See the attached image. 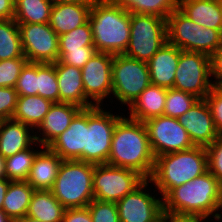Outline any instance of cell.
I'll return each instance as SVG.
<instances>
[{"mask_svg":"<svg viewBox=\"0 0 222 222\" xmlns=\"http://www.w3.org/2000/svg\"><path fill=\"white\" fill-rule=\"evenodd\" d=\"M162 202L163 214L167 217L208 220L212 217L220 221L222 184L207 171L190 182L170 189L162 197ZM218 211H221L220 214Z\"/></svg>","mask_w":222,"mask_h":222,"instance_id":"6da1fadb","label":"cell"},{"mask_svg":"<svg viewBox=\"0 0 222 222\" xmlns=\"http://www.w3.org/2000/svg\"><path fill=\"white\" fill-rule=\"evenodd\" d=\"M107 164L133 169L146 179L151 177L155 157L143 122L132 120L128 116L126 118L125 115L117 122Z\"/></svg>","mask_w":222,"mask_h":222,"instance_id":"7a4b0ae2","label":"cell"},{"mask_svg":"<svg viewBox=\"0 0 222 222\" xmlns=\"http://www.w3.org/2000/svg\"><path fill=\"white\" fill-rule=\"evenodd\" d=\"M89 22L97 52L124 54L130 39V13L115 0H95Z\"/></svg>","mask_w":222,"mask_h":222,"instance_id":"3957f363","label":"cell"},{"mask_svg":"<svg viewBox=\"0 0 222 222\" xmlns=\"http://www.w3.org/2000/svg\"><path fill=\"white\" fill-rule=\"evenodd\" d=\"M207 171L206 147L194 146L155 157L154 169L149 180L163 197L170 189L190 182Z\"/></svg>","mask_w":222,"mask_h":222,"instance_id":"277c9868","label":"cell"},{"mask_svg":"<svg viewBox=\"0 0 222 222\" xmlns=\"http://www.w3.org/2000/svg\"><path fill=\"white\" fill-rule=\"evenodd\" d=\"M94 167L84 161L62 160L50 191L66 209L87 207L92 202Z\"/></svg>","mask_w":222,"mask_h":222,"instance_id":"5b68a950","label":"cell"},{"mask_svg":"<svg viewBox=\"0 0 222 222\" xmlns=\"http://www.w3.org/2000/svg\"><path fill=\"white\" fill-rule=\"evenodd\" d=\"M167 42L180 50L199 52L209 57L222 46V33L194 23L178 8L166 19Z\"/></svg>","mask_w":222,"mask_h":222,"instance_id":"8992f818","label":"cell"},{"mask_svg":"<svg viewBox=\"0 0 222 222\" xmlns=\"http://www.w3.org/2000/svg\"><path fill=\"white\" fill-rule=\"evenodd\" d=\"M130 39L125 55L148 62L167 43L166 19L130 13Z\"/></svg>","mask_w":222,"mask_h":222,"instance_id":"52a82bcc","label":"cell"},{"mask_svg":"<svg viewBox=\"0 0 222 222\" xmlns=\"http://www.w3.org/2000/svg\"><path fill=\"white\" fill-rule=\"evenodd\" d=\"M101 106L86 108V138L83 161L95 165L108 162L111 140L117 122L124 115H115Z\"/></svg>","mask_w":222,"mask_h":222,"instance_id":"ba28073f","label":"cell"},{"mask_svg":"<svg viewBox=\"0 0 222 222\" xmlns=\"http://www.w3.org/2000/svg\"><path fill=\"white\" fill-rule=\"evenodd\" d=\"M151 84L147 62L115 54L112 62V94L124 106H130Z\"/></svg>","mask_w":222,"mask_h":222,"instance_id":"9c48e42d","label":"cell"},{"mask_svg":"<svg viewBox=\"0 0 222 222\" xmlns=\"http://www.w3.org/2000/svg\"><path fill=\"white\" fill-rule=\"evenodd\" d=\"M146 178L139 172L112 166L107 163L95 165L93 174L94 199L117 202L140 186Z\"/></svg>","mask_w":222,"mask_h":222,"instance_id":"30bf717a","label":"cell"},{"mask_svg":"<svg viewBox=\"0 0 222 222\" xmlns=\"http://www.w3.org/2000/svg\"><path fill=\"white\" fill-rule=\"evenodd\" d=\"M210 57L206 54L181 50L175 74L174 89L205 99L213 88Z\"/></svg>","mask_w":222,"mask_h":222,"instance_id":"8fae6325","label":"cell"},{"mask_svg":"<svg viewBox=\"0 0 222 222\" xmlns=\"http://www.w3.org/2000/svg\"><path fill=\"white\" fill-rule=\"evenodd\" d=\"M143 123L147 129L154 157L187 150L195 146L177 118L160 115Z\"/></svg>","mask_w":222,"mask_h":222,"instance_id":"7c38bea8","label":"cell"},{"mask_svg":"<svg viewBox=\"0 0 222 222\" xmlns=\"http://www.w3.org/2000/svg\"><path fill=\"white\" fill-rule=\"evenodd\" d=\"M23 55L28 62L54 63L59 57V36L48 23L18 24Z\"/></svg>","mask_w":222,"mask_h":222,"instance_id":"4fadbf2b","label":"cell"},{"mask_svg":"<svg viewBox=\"0 0 222 222\" xmlns=\"http://www.w3.org/2000/svg\"><path fill=\"white\" fill-rule=\"evenodd\" d=\"M149 182L146 179L134 191L116 202L120 222H156L163 215L162 197L146 190Z\"/></svg>","mask_w":222,"mask_h":222,"instance_id":"5bb4252c","label":"cell"},{"mask_svg":"<svg viewBox=\"0 0 222 222\" xmlns=\"http://www.w3.org/2000/svg\"><path fill=\"white\" fill-rule=\"evenodd\" d=\"M113 57L111 53L96 52L81 69L85 97L94 106H102L104 98L112 95Z\"/></svg>","mask_w":222,"mask_h":222,"instance_id":"9a60e30c","label":"cell"},{"mask_svg":"<svg viewBox=\"0 0 222 222\" xmlns=\"http://www.w3.org/2000/svg\"><path fill=\"white\" fill-rule=\"evenodd\" d=\"M178 121L195 146L207 147L219 136L205 99H199L189 111L178 118Z\"/></svg>","mask_w":222,"mask_h":222,"instance_id":"2e32d148","label":"cell"},{"mask_svg":"<svg viewBox=\"0 0 222 222\" xmlns=\"http://www.w3.org/2000/svg\"><path fill=\"white\" fill-rule=\"evenodd\" d=\"M86 138V108L72 119L69 127L48 148L62 160L83 161Z\"/></svg>","mask_w":222,"mask_h":222,"instance_id":"e0dca14e","label":"cell"},{"mask_svg":"<svg viewBox=\"0 0 222 222\" xmlns=\"http://www.w3.org/2000/svg\"><path fill=\"white\" fill-rule=\"evenodd\" d=\"M82 108L72 103H53L43 121L35 130V140L43 147H48L70 125L72 119ZM40 133V134H38ZM39 135V136H38ZM42 137V138H41Z\"/></svg>","mask_w":222,"mask_h":222,"instance_id":"ac0fdd59","label":"cell"},{"mask_svg":"<svg viewBox=\"0 0 222 222\" xmlns=\"http://www.w3.org/2000/svg\"><path fill=\"white\" fill-rule=\"evenodd\" d=\"M53 64L59 86V103H72L81 108L94 106L91 101L85 97L81 69L58 61Z\"/></svg>","mask_w":222,"mask_h":222,"instance_id":"d6986e66","label":"cell"},{"mask_svg":"<svg viewBox=\"0 0 222 222\" xmlns=\"http://www.w3.org/2000/svg\"><path fill=\"white\" fill-rule=\"evenodd\" d=\"M181 50L166 43L147 62L151 84L171 89L174 87L175 74Z\"/></svg>","mask_w":222,"mask_h":222,"instance_id":"ffe728a7","label":"cell"},{"mask_svg":"<svg viewBox=\"0 0 222 222\" xmlns=\"http://www.w3.org/2000/svg\"><path fill=\"white\" fill-rule=\"evenodd\" d=\"M34 134L35 131L22 122L0 120V155L7 158L32 147L36 142Z\"/></svg>","mask_w":222,"mask_h":222,"instance_id":"44dd1931","label":"cell"},{"mask_svg":"<svg viewBox=\"0 0 222 222\" xmlns=\"http://www.w3.org/2000/svg\"><path fill=\"white\" fill-rule=\"evenodd\" d=\"M92 4H53L48 24L58 36L70 32L89 21Z\"/></svg>","mask_w":222,"mask_h":222,"instance_id":"7402d4cb","label":"cell"},{"mask_svg":"<svg viewBox=\"0 0 222 222\" xmlns=\"http://www.w3.org/2000/svg\"><path fill=\"white\" fill-rule=\"evenodd\" d=\"M61 163L57 154L43 147L35 156L26 181L35 190H51Z\"/></svg>","mask_w":222,"mask_h":222,"instance_id":"603a6c76","label":"cell"},{"mask_svg":"<svg viewBox=\"0 0 222 222\" xmlns=\"http://www.w3.org/2000/svg\"><path fill=\"white\" fill-rule=\"evenodd\" d=\"M178 9L194 23L222 33L221 0H179Z\"/></svg>","mask_w":222,"mask_h":222,"instance_id":"cb8c5ba5","label":"cell"},{"mask_svg":"<svg viewBox=\"0 0 222 222\" xmlns=\"http://www.w3.org/2000/svg\"><path fill=\"white\" fill-rule=\"evenodd\" d=\"M167 89L150 84L129 106V118L145 122L163 115Z\"/></svg>","mask_w":222,"mask_h":222,"instance_id":"d4e9b609","label":"cell"},{"mask_svg":"<svg viewBox=\"0 0 222 222\" xmlns=\"http://www.w3.org/2000/svg\"><path fill=\"white\" fill-rule=\"evenodd\" d=\"M65 209L50 190H35L26 216L40 222H61Z\"/></svg>","mask_w":222,"mask_h":222,"instance_id":"484cf974","label":"cell"},{"mask_svg":"<svg viewBox=\"0 0 222 222\" xmlns=\"http://www.w3.org/2000/svg\"><path fill=\"white\" fill-rule=\"evenodd\" d=\"M34 191L27 181H10L2 210L13 222L26 216Z\"/></svg>","mask_w":222,"mask_h":222,"instance_id":"4316f807","label":"cell"},{"mask_svg":"<svg viewBox=\"0 0 222 222\" xmlns=\"http://www.w3.org/2000/svg\"><path fill=\"white\" fill-rule=\"evenodd\" d=\"M53 102L39 95L18 96L13 120L28 125L33 130L37 129L49 112Z\"/></svg>","mask_w":222,"mask_h":222,"instance_id":"83f0119b","label":"cell"},{"mask_svg":"<svg viewBox=\"0 0 222 222\" xmlns=\"http://www.w3.org/2000/svg\"><path fill=\"white\" fill-rule=\"evenodd\" d=\"M52 7L51 0H15L14 20L17 24L48 23Z\"/></svg>","mask_w":222,"mask_h":222,"instance_id":"f1b7e54d","label":"cell"},{"mask_svg":"<svg viewBox=\"0 0 222 222\" xmlns=\"http://www.w3.org/2000/svg\"><path fill=\"white\" fill-rule=\"evenodd\" d=\"M23 56L17 22L14 19H0V60Z\"/></svg>","mask_w":222,"mask_h":222,"instance_id":"f546056e","label":"cell"},{"mask_svg":"<svg viewBox=\"0 0 222 222\" xmlns=\"http://www.w3.org/2000/svg\"><path fill=\"white\" fill-rule=\"evenodd\" d=\"M129 13L152 14L167 19L178 8L179 0H115Z\"/></svg>","mask_w":222,"mask_h":222,"instance_id":"4dcf8cb0","label":"cell"},{"mask_svg":"<svg viewBox=\"0 0 222 222\" xmlns=\"http://www.w3.org/2000/svg\"><path fill=\"white\" fill-rule=\"evenodd\" d=\"M42 149L40 144L36 141L32 148H27L15 155L5 158V174L6 178L11 181H26L32 167L33 160L37 153L38 146ZM37 146V147H36ZM33 147H36L37 150ZM34 150V151H33Z\"/></svg>","mask_w":222,"mask_h":222,"instance_id":"1f68e13d","label":"cell"},{"mask_svg":"<svg viewBox=\"0 0 222 222\" xmlns=\"http://www.w3.org/2000/svg\"><path fill=\"white\" fill-rule=\"evenodd\" d=\"M84 46H94L90 22L59 36V52L84 50Z\"/></svg>","mask_w":222,"mask_h":222,"instance_id":"d6a6232c","label":"cell"},{"mask_svg":"<svg viewBox=\"0 0 222 222\" xmlns=\"http://www.w3.org/2000/svg\"><path fill=\"white\" fill-rule=\"evenodd\" d=\"M38 95L59 103V86L53 63H38Z\"/></svg>","mask_w":222,"mask_h":222,"instance_id":"836d02e7","label":"cell"},{"mask_svg":"<svg viewBox=\"0 0 222 222\" xmlns=\"http://www.w3.org/2000/svg\"><path fill=\"white\" fill-rule=\"evenodd\" d=\"M198 100L199 98L190 93L174 88L167 89L163 115L178 119L181 115L189 111Z\"/></svg>","mask_w":222,"mask_h":222,"instance_id":"e575fe53","label":"cell"},{"mask_svg":"<svg viewBox=\"0 0 222 222\" xmlns=\"http://www.w3.org/2000/svg\"><path fill=\"white\" fill-rule=\"evenodd\" d=\"M18 96L38 95V63L27 62L14 87Z\"/></svg>","mask_w":222,"mask_h":222,"instance_id":"d590c367","label":"cell"},{"mask_svg":"<svg viewBox=\"0 0 222 222\" xmlns=\"http://www.w3.org/2000/svg\"><path fill=\"white\" fill-rule=\"evenodd\" d=\"M28 62L25 56L21 58L0 60V87H15L22 68Z\"/></svg>","mask_w":222,"mask_h":222,"instance_id":"8d00e7d4","label":"cell"},{"mask_svg":"<svg viewBox=\"0 0 222 222\" xmlns=\"http://www.w3.org/2000/svg\"><path fill=\"white\" fill-rule=\"evenodd\" d=\"M87 207L93 222H120L116 202L93 199Z\"/></svg>","mask_w":222,"mask_h":222,"instance_id":"74e56055","label":"cell"},{"mask_svg":"<svg viewBox=\"0 0 222 222\" xmlns=\"http://www.w3.org/2000/svg\"><path fill=\"white\" fill-rule=\"evenodd\" d=\"M208 171L222 184V135L206 147Z\"/></svg>","mask_w":222,"mask_h":222,"instance_id":"f35d334b","label":"cell"},{"mask_svg":"<svg viewBox=\"0 0 222 222\" xmlns=\"http://www.w3.org/2000/svg\"><path fill=\"white\" fill-rule=\"evenodd\" d=\"M97 52L94 46H84V50H69V52H59L58 62L72 65L82 69V67Z\"/></svg>","mask_w":222,"mask_h":222,"instance_id":"ab89813d","label":"cell"},{"mask_svg":"<svg viewBox=\"0 0 222 222\" xmlns=\"http://www.w3.org/2000/svg\"><path fill=\"white\" fill-rule=\"evenodd\" d=\"M18 93L13 87H0V120L12 119L17 105Z\"/></svg>","mask_w":222,"mask_h":222,"instance_id":"60d3db41","label":"cell"},{"mask_svg":"<svg viewBox=\"0 0 222 222\" xmlns=\"http://www.w3.org/2000/svg\"><path fill=\"white\" fill-rule=\"evenodd\" d=\"M205 100L210 107L215 128L222 135V87L213 86Z\"/></svg>","mask_w":222,"mask_h":222,"instance_id":"b9f144b4","label":"cell"},{"mask_svg":"<svg viewBox=\"0 0 222 222\" xmlns=\"http://www.w3.org/2000/svg\"><path fill=\"white\" fill-rule=\"evenodd\" d=\"M210 68L213 86L222 87V46L210 56Z\"/></svg>","mask_w":222,"mask_h":222,"instance_id":"7bdbcfd3","label":"cell"},{"mask_svg":"<svg viewBox=\"0 0 222 222\" xmlns=\"http://www.w3.org/2000/svg\"><path fill=\"white\" fill-rule=\"evenodd\" d=\"M61 222H93L88 207L67 208Z\"/></svg>","mask_w":222,"mask_h":222,"instance_id":"ee69618b","label":"cell"},{"mask_svg":"<svg viewBox=\"0 0 222 222\" xmlns=\"http://www.w3.org/2000/svg\"><path fill=\"white\" fill-rule=\"evenodd\" d=\"M15 0H0V19H14Z\"/></svg>","mask_w":222,"mask_h":222,"instance_id":"f6af8a7d","label":"cell"},{"mask_svg":"<svg viewBox=\"0 0 222 222\" xmlns=\"http://www.w3.org/2000/svg\"><path fill=\"white\" fill-rule=\"evenodd\" d=\"M10 181L11 180L8 179H0V210H2L3 200L5 198Z\"/></svg>","mask_w":222,"mask_h":222,"instance_id":"bcb514c9","label":"cell"},{"mask_svg":"<svg viewBox=\"0 0 222 222\" xmlns=\"http://www.w3.org/2000/svg\"><path fill=\"white\" fill-rule=\"evenodd\" d=\"M207 221L206 219L202 218H176V217H167L166 222H204Z\"/></svg>","mask_w":222,"mask_h":222,"instance_id":"7dc6e473","label":"cell"},{"mask_svg":"<svg viewBox=\"0 0 222 222\" xmlns=\"http://www.w3.org/2000/svg\"><path fill=\"white\" fill-rule=\"evenodd\" d=\"M53 4H60V3H73V4H80V3H93L95 0H51Z\"/></svg>","mask_w":222,"mask_h":222,"instance_id":"c3c4849f","label":"cell"},{"mask_svg":"<svg viewBox=\"0 0 222 222\" xmlns=\"http://www.w3.org/2000/svg\"><path fill=\"white\" fill-rule=\"evenodd\" d=\"M5 158L0 155V179H7L5 174Z\"/></svg>","mask_w":222,"mask_h":222,"instance_id":"681fc988","label":"cell"},{"mask_svg":"<svg viewBox=\"0 0 222 222\" xmlns=\"http://www.w3.org/2000/svg\"><path fill=\"white\" fill-rule=\"evenodd\" d=\"M0 222H13L3 210H0Z\"/></svg>","mask_w":222,"mask_h":222,"instance_id":"f907efd6","label":"cell"},{"mask_svg":"<svg viewBox=\"0 0 222 222\" xmlns=\"http://www.w3.org/2000/svg\"><path fill=\"white\" fill-rule=\"evenodd\" d=\"M14 222H40V221L32 219V218H30L28 216H25L23 218H20V219L14 221Z\"/></svg>","mask_w":222,"mask_h":222,"instance_id":"816d5d0a","label":"cell"},{"mask_svg":"<svg viewBox=\"0 0 222 222\" xmlns=\"http://www.w3.org/2000/svg\"><path fill=\"white\" fill-rule=\"evenodd\" d=\"M156 222H166V215L163 214Z\"/></svg>","mask_w":222,"mask_h":222,"instance_id":"f5cc1de1","label":"cell"}]
</instances>
